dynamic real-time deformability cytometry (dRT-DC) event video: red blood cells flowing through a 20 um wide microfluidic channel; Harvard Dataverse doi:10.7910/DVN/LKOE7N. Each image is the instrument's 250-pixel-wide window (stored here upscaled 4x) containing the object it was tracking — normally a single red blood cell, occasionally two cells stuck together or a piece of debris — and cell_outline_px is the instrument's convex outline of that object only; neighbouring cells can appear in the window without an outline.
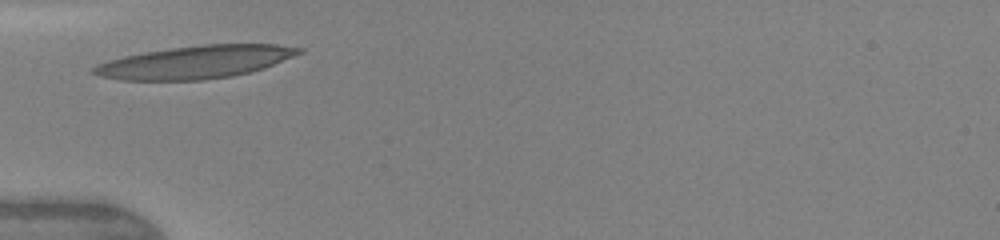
{"species": "human", "species_latin": "Homo sapiens", "temperature_condition": "warm", "stored_images_in_passage": 2, "camera_frame_rate_fps": 3000, "um_per_image_px": 0.085, "donor": {"sex": "female"}, "frame": {"image": 1, "passage_image": 1, "time_ms": 0.0, "image_size_px": [1000, 240], "cell_outline_px": [[304, 52], [264, 68], [232, 76], [204, 80], [120, 80], [100, 76], [88, 72], [88, 68], [96, 64], [108, 60], [124, 56], [144, 52], [172, 48], [204, 44], [276, 44], [304, 48]], "centroid_in_image_um": [16.57, 5.28], "position_along_channel_um": 68.4, "area_um2": 39.36}}